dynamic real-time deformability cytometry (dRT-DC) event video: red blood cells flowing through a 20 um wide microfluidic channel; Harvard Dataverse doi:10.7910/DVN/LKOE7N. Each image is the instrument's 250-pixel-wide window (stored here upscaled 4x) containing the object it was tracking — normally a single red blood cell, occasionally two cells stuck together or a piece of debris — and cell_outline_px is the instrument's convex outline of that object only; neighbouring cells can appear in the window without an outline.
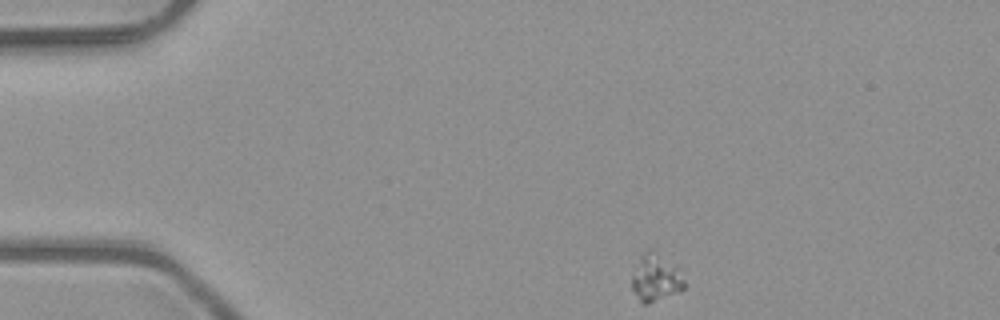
{"species": "common noctule bat (a hibernating species)", "species_latin": "Nyctalus noctula", "temperature_condition": "room temperature", "stored_images_in_passage": 3, "camera_frame_rate_fps": 3000, "um_per_image_px": 0.085, "animal": {"sex": "male", "body_mass_g": 23.1, "forearm_length_mm": 52.7}, "frame": {"image": 1, "passage_image": 1, "time_ms": 0.0, "image_size_px": [1000, 320], "cell_outline_px": [[684, 288], [680, 292], [648, 304], [640, 304], [632, 288], [632, 276], [640, 256], [648, 248], [652, 248], [680, 268], [684, 280]], "centroid_in_image_um": [55.75, 23.61], "position_along_channel_um": 29.3, "area_um2": 14.74}}